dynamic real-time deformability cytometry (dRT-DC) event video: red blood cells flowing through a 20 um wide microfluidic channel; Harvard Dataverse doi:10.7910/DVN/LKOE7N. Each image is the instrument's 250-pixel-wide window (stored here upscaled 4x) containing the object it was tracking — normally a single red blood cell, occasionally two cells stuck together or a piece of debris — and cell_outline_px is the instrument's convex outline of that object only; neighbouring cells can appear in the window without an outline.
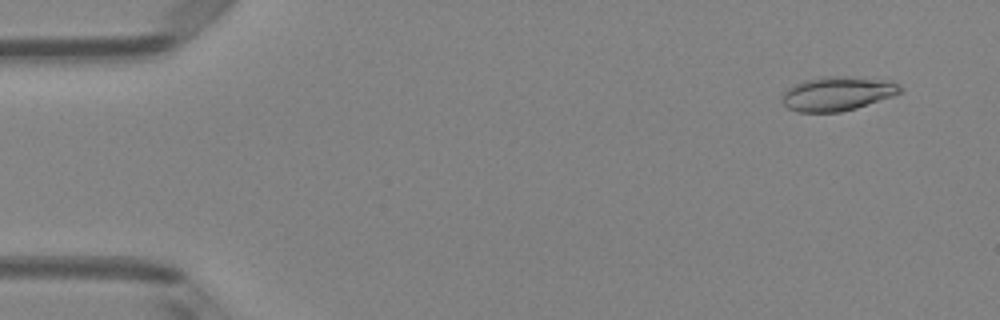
{"species": "Egyptian fruit bat (a non-hibernating species)", "species_latin": "Rousettus aegyptiacus", "temperature_condition": "room temperature", "stored_images_in_passage": 5, "camera_frame_rate_fps": 3000, "um_per_image_px": 0.085, "animal": {"sex": "female"}, "frame": {"image": 1, "passage_image": 1, "time_ms": 0.0, "image_size_px": [1000, 320], "cell_outline_px": [[904, 92], [856, 108], [840, 112], [796, 112], [788, 108], [780, 100], [780, 96], [788, 88], [804, 80], [820, 76], [844, 76], [880, 80], [896, 84], [904, 88]], "centroid_in_image_um": [71.12, 7.97], "position_along_channel_um": 13.9, "area_um2": 23.41}}
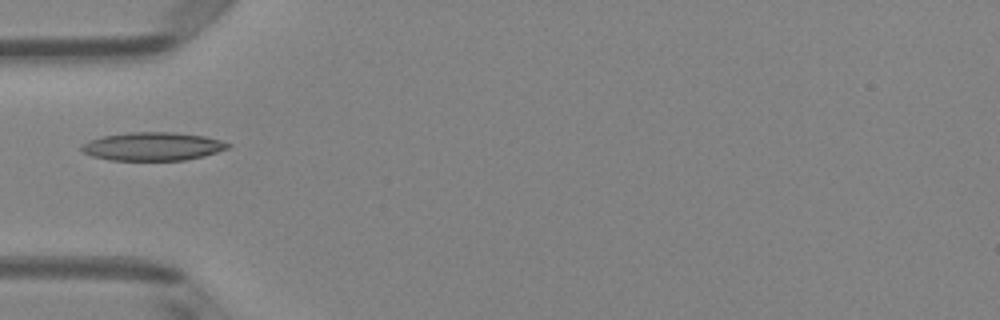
{"frame": {"image": 2, "passage_image": 4, "time_ms": 1.0, "image_size_px": [1000, 320], "cell_outline_px": [[232, 144], [228, 148], [204, 156], [184, 160], [108, 160], [92, 156], [84, 152], [80, 148], [88, 140], [104, 136], [132, 132], [172, 132], [204, 136], [220, 140]], "centroid_in_image_um": [12.99, 12.45], "position_along_channel_um": 72.0, "area_um2": 23.99}}
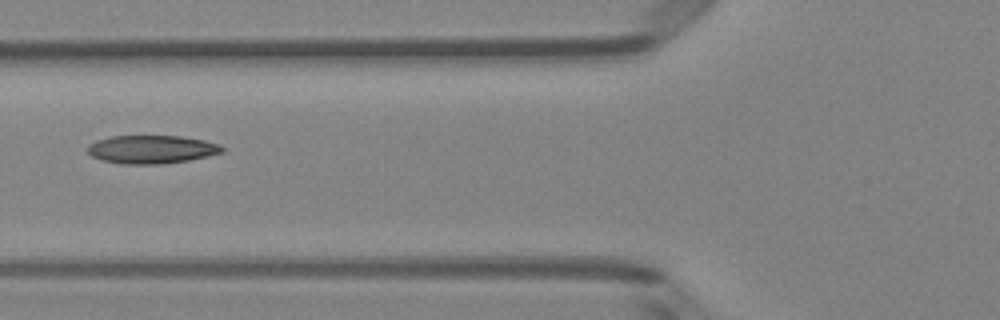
{"frame": {"image": 3, "passage_image": 5, "time_ms": 1.333, "image_size_px": [1000, 320], "cell_outline_px": [[224, 152], [208, 156], [188, 160], [160, 164], [124, 164], [100, 160], [92, 156], [88, 152], [88, 144], [96, 140], [112, 136], [180, 136], [204, 140], [220, 144], [224, 148]], "centroid_in_image_um": [12.89, 12.69], "position_along_channel_um": 112.9, "area_um2": 22.2}}